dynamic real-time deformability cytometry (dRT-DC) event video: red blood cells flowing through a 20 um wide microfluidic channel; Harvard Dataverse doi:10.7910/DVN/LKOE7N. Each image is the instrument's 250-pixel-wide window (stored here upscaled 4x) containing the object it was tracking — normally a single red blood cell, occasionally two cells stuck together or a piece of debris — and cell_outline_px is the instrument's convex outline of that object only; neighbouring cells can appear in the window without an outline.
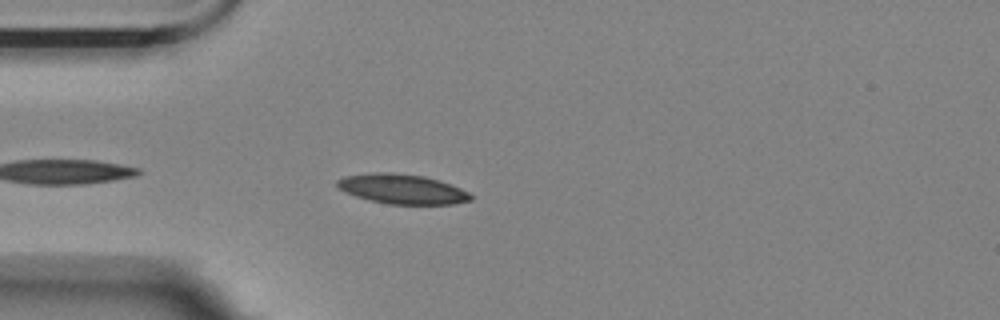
{"species": "Egyptian fruit bat (a non-hibernating species)", "species_latin": "Rousettus aegyptiacus", "temperature_condition": "room temperature", "stored_images_in_passage": 4, "camera_frame_rate_fps": 3000, "um_per_image_px": 0.085, "animal": {"sex": "female"}, "frame": {"image": 1, "passage_image": 4, "time_ms": 1.0, "image_size_px": [1000, 320], "cell_outline_px": [[472, 200], [456, 204], [388, 204], [368, 200], [356, 196], [340, 188], [336, 184], [336, 180], [344, 176], [376, 172], [392, 172], [424, 176], [440, 180], [460, 188], [468, 192], [472, 196]], "centroid_in_image_um": [34.21, 16.06], "position_along_channel_um": 50.8, "area_um2": 23.12}}